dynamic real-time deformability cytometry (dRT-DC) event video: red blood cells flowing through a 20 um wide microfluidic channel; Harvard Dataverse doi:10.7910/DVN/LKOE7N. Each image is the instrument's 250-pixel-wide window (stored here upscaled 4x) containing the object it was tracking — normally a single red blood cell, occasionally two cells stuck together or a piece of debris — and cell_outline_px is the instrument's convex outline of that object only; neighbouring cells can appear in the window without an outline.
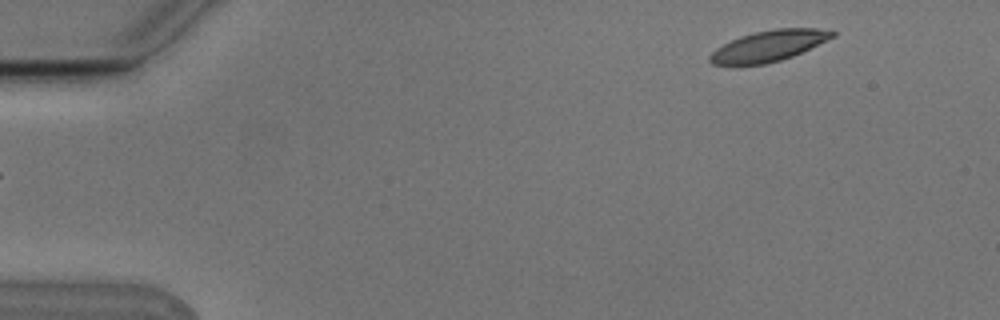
{"species": "Egyptian fruit bat (a non-hibernating species)", "species_latin": "Rousettus aegyptiacus", "temperature_condition": "cold", "stored_images_in_passage": 6, "segment_of_instrument_passage": [2, 2], "camera_frame_rate_fps": 3000, "um_per_image_px": 0.085, "animal": {"sex": "male"}, "frame": {"image": 1, "passage_image": 6, "time_ms": 1.667, "image_size_px": [1000, 320], "cell_outline_px": [[836, 36], [792, 56], [780, 60], [764, 64], [712, 64], [708, 60], [708, 56], [716, 48], [740, 36], [756, 32], [776, 28], [816, 28], [836, 32]], "centroid_in_image_um": [65.34, 3.89], "position_along_channel_um": 19.7, "area_um2": 21.68}}